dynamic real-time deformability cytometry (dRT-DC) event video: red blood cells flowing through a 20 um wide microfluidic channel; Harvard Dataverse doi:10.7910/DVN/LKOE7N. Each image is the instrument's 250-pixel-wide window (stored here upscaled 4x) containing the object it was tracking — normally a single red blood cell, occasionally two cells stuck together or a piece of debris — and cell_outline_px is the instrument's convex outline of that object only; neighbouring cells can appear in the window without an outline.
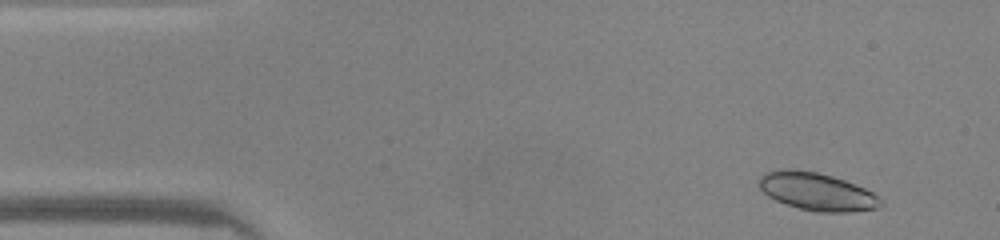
{"species": "common noctule bat (a hibernating species)", "species_latin": "Nyctalus noctula", "temperature_condition": "warm", "stored_images_in_passage": 44, "camera_frame_rate_fps": 3000, "um_per_image_px": 0.085, "animal": {"sex": "male", "body_mass_g": 20.0, "forearm_length_mm": 53.3}, "frame": {"image": 1, "passage_image": 1, "time_ms": 0.0, "image_size_px": [1000, 240], "cell_outline_px": [[884, 204], [876, 208], [848, 212], [816, 212], [800, 208], [776, 200], [768, 196], [760, 188], [760, 176], [768, 172], [780, 168], [792, 168], [816, 172], [832, 176], [844, 180], [864, 188], [880, 196]], "centroid_in_image_um": [69.45, 16.28], "position_along_channel_um": 15.5, "area_um2": 26.65}}